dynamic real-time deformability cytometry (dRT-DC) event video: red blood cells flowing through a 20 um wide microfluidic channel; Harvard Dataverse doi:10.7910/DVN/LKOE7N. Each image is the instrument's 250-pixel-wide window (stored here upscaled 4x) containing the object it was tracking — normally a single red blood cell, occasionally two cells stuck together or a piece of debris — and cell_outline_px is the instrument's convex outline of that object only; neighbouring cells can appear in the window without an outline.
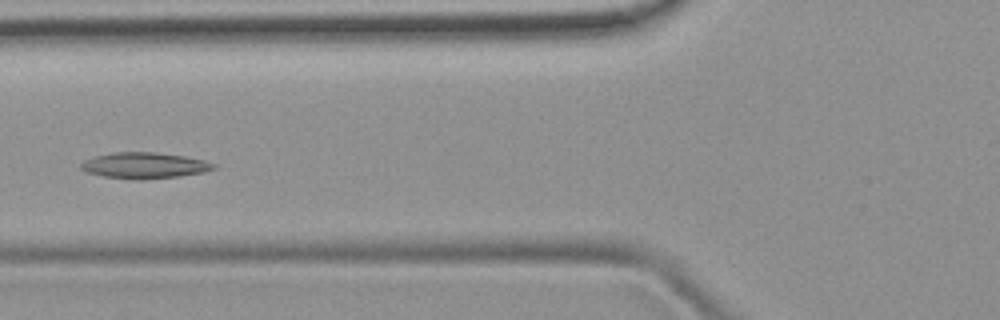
{"species": "common noctule bat (a hibernating species)", "species_latin": "Nyctalus noctula", "temperature_condition": "room temperature", "stored_images_in_passage": 6, "camera_frame_rate_fps": 3000, "um_per_image_px": 0.085, "animal": {"sex": "female", "body_mass_g": 19.9}, "frame": {"image": 1, "passage_image": 5, "time_ms": 4.667, "image_size_px": [1000, 320], "cell_outline_px": [[216, 168], [204, 172], [180, 176], [140, 180], [128, 180], [104, 176], [84, 172], [80, 168], [80, 164], [84, 160], [96, 156], [112, 152], [156, 152], [184, 156], [204, 160], [216, 164]], "centroid_in_image_um": [12.25, 14.07], "position_along_channel_um": 113.5, "area_um2": 20.35}}
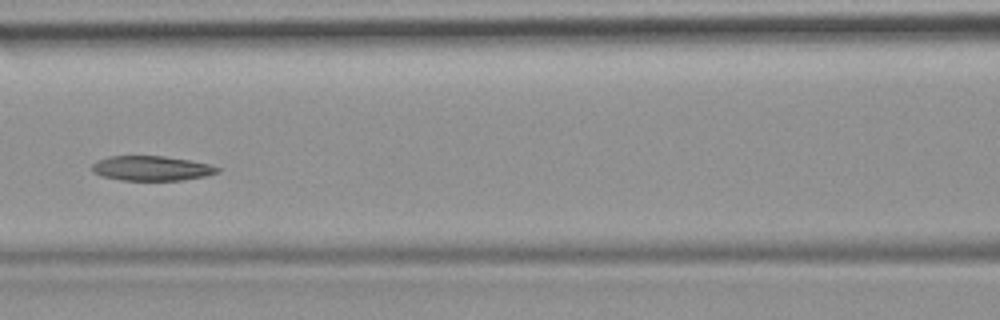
{"frame": {"image": 2, "passage_image": 6, "time_ms": 5.667, "image_size_px": [1000, 320], "cell_outline_px": [[220, 172], [208, 176], [180, 180], [120, 180], [100, 176], [92, 172], [92, 164], [108, 156], [164, 156], [188, 160], [208, 164], [220, 168]], "centroid_in_image_um": [12.88, 14.31], "position_along_channel_um": 153.7, "area_um2": 18.09}}